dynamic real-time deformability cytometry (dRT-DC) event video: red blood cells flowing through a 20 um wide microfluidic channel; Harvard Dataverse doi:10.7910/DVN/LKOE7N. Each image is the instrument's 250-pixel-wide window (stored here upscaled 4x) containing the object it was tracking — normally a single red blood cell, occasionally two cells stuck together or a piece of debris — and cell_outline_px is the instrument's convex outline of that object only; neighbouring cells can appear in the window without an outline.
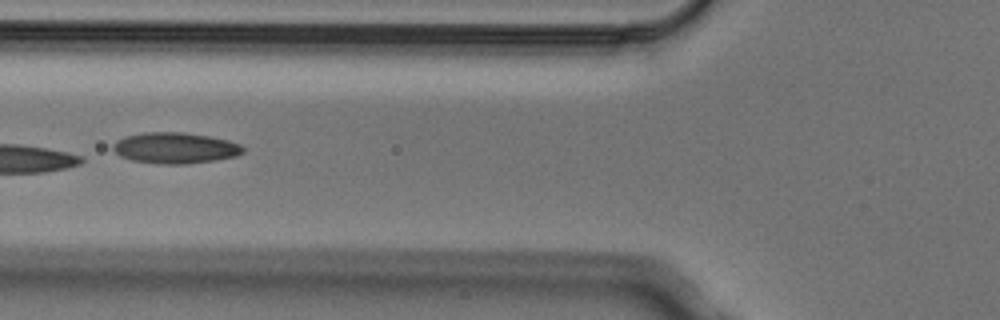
{"species": "Egyptian fruit bat (a non-hibernating species)", "species_latin": "Rousettus aegyptiacus", "temperature_condition": "cold", "stored_images_in_passage": 5, "camera_frame_rate_fps": 3000, "um_per_image_px": 0.085, "animal": {"sex": "male"}, "frame": {"image": 1, "passage_image": 5, "time_ms": 1.333, "image_size_px": [1000, 320], "cell_outline_px": [[244, 152], [236, 156], [216, 160], [184, 164], [156, 164], [132, 160], [120, 156], [112, 148], [112, 144], [116, 140], [124, 136], [144, 132], [184, 132], [208, 136], [228, 140], [240, 144], [244, 148]], "centroid_in_image_um": [14.87, 12.57], "position_along_channel_um": 110.9, "area_um2": 23.64}}